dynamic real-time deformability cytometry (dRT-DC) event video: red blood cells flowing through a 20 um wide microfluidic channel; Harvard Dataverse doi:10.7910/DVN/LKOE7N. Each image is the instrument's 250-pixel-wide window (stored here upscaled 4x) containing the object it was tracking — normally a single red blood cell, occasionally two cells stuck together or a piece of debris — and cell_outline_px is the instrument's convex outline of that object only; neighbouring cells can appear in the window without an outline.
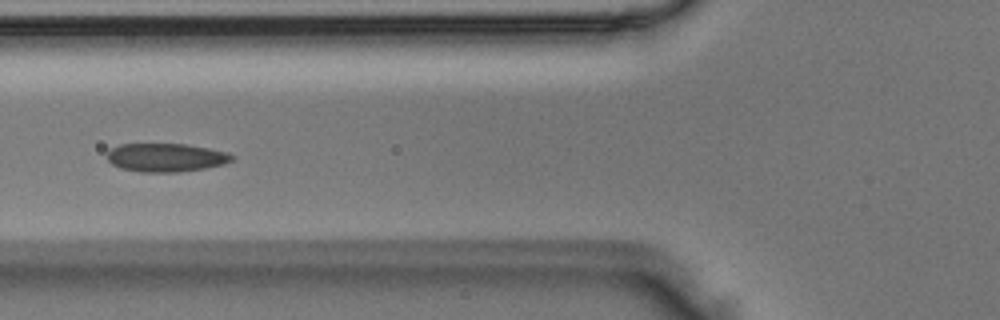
{"species": "Egyptian fruit bat (a non-hibernating species)", "species_latin": "Rousettus aegyptiacus", "temperature_condition": "room temperature", "stored_images_in_passage": 4, "camera_frame_rate_fps": 3000, "um_per_image_px": 0.085, "animal": {"sex": "male"}, "frame": {"image": 1, "passage_image": 4, "time_ms": 1.0, "image_size_px": [1000, 320], "cell_outline_px": [[236, 156], [232, 160], [224, 164], [204, 168], [180, 172], [140, 172], [120, 168], [112, 164], [108, 160], [108, 152], [112, 148], [120, 144], [188, 144], [228, 152]], "centroid_in_image_um": [14.13, 13.39], "position_along_channel_um": 111.7, "area_um2": 20.75}}